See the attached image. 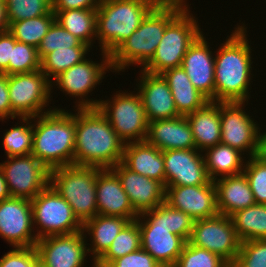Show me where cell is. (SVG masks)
Returning <instances> with one entry per match:
<instances>
[{"mask_svg":"<svg viewBox=\"0 0 266 267\" xmlns=\"http://www.w3.org/2000/svg\"><path fill=\"white\" fill-rule=\"evenodd\" d=\"M135 220L140 227L141 248L162 267H173L191 236L195 220L166 202L139 214Z\"/></svg>","mask_w":266,"mask_h":267,"instance_id":"cell-1","label":"cell"},{"mask_svg":"<svg viewBox=\"0 0 266 267\" xmlns=\"http://www.w3.org/2000/svg\"><path fill=\"white\" fill-rule=\"evenodd\" d=\"M245 24L235 27L215 55L214 102H247L252 82L251 46Z\"/></svg>","mask_w":266,"mask_h":267,"instance_id":"cell-2","label":"cell"},{"mask_svg":"<svg viewBox=\"0 0 266 267\" xmlns=\"http://www.w3.org/2000/svg\"><path fill=\"white\" fill-rule=\"evenodd\" d=\"M74 165L112 168L122 161L124 142L98 108H76Z\"/></svg>","mask_w":266,"mask_h":267,"instance_id":"cell-3","label":"cell"},{"mask_svg":"<svg viewBox=\"0 0 266 267\" xmlns=\"http://www.w3.org/2000/svg\"><path fill=\"white\" fill-rule=\"evenodd\" d=\"M186 2L161 0L130 37L110 55L113 72L119 73L133 64L143 68L154 56L167 24L187 5Z\"/></svg>","mask_w":266,"mask_h":267,"instance_id":"cell-4","label":"cell"},{"mask_svg":"<svg viewBox=\"0 0 266 267\" xmlns=\"http://www.w3.org/2000/svg\"><path fill=\"white\" fill-rule=\"evenodd\" d=\"M32 120L31 154L49 170L74 165L76 112L59 108Z\"/></svg>","mask_w":266,"mask_h":267,"instance_id":"cell-5","label":"cell"},{"mask_svg":"<svg viewBox=\"0 0 266 267\" xmlns=\"http://www.w3.org/2000/svg\"><path fill=\"white\" fill-rule=\"evenodd\" d=\"M161 0H101L96 12V38L111 55L140 26Z\"/></svg>","mask_w":266,"mask_h":267,"instance_id":"cell-6","label":"cell"},{"mask_svg":"<svg viewBox=\"0 0 266 267\" xmlns=\"http://www.w3.org/2000/svg\"><path fill=\"white\" fill-rule=\"evenodd\" d=\"M98 167L68 165L50 170V185L72 207L83 224L98 214L96 178Z\"/></svg>","mask_w":266,"mask_h":267,"instance_id":"cell-7","label":"cell"},{"mask_svg":"<svg viewBox=\"0 0 266 267\" xmlns=\"http://www.w3.org/2000/svg\"><path fill=\"white\" fill-rule=\"evenodd\" d=\"M189 9L187 4L167 24L154 56L142 70L150 74H162L167 69L182 65L189 46L202 33L198 20Z\"/></svg>","mask_w":266,"mask_h":267,"instance_id":"cell-8","label":"cell"},{"mask_svg":"<svg viewBox=\"0 0 266 267\" xmlns=\"http://www.w3.org/2000/svg\"><path fill=\"white\" fill-rule=\"evenodd\" d=\"M113 96L112 100H100L98 110L124 144L145 141L149 121L138 92L119 91Z\"/></svg>","mask_w":266,"mask_h":267,"instance_id":"cell-9","label":"cell"},{"mask_svg":"<svg viewBox=\"0 0 266 267\" xmlns=\"http://www.w3.org/2000/svg\"><path fill=\"white\" fill-rule=\"evenodd\" d=\"M31 208L37 239L82 231L72 207L50 184L31 199Z\"/></svg>","mask_w":266,"mask_h":267,"instance_id":"cell-10","label":"cell"},{"mask_svg":"<svg viewBox=\"0 0 266 267\" xmlns=\"http://www.w3.org/2000/svg\"><path fill=\"white\" fill-rule=\"evenodd\" d=\"M8 89L12 112L18 119L36 117L58 109L54 107L44 111L51 101L53 85L41 70L8 75Z\"/></svg>","mask_w":266,"mask_h":267,"instance_id":"cell-11","label":"cell"},{"mask_svg":"<svg viewBox=\"0 0 266 267\" xmlns=\"http://www.w3.org/2000/svg\"><path fill=\"white\" fill-rule=\"evenodd\" d=\"M188 242L213 252L230 266L235 262L241 246L231 217L222 214L195 220Z\"/></svg>","mask_w":266,"mask_h":267,"instance_id":"cell-12","label":"cell"},{"mask_svg":"<svg viewBox=\"0 0 266 267\" xmlns=\"http://www.w3.org/2000/svg\"><path fill=\"white\" fill-rule=\"evenodd\" d=\"M101 55L103 59L100 63L93 62L91 58L90 60L84 59L60 73L51 82L53 85L56 83L55 86L60 88L63 93L79 99L75 102L77 103L76 108H97L101 100L87 98L93 88L95 89L97 84L102 82L106 72L112 71L110 55L105 52H102Z\"/></svg>","mask_w":266,"mask_h":267,"instance_id":"cell-13","label":"cell"},{"mask_svg":"<svg viewBox=\"0 0 266 267\" xmlns=\"http://www.w3.org/2000/svg\"><path fill=\"white\" fill-rule=\"evenodd\" d=\"M0 163L11 197L33 199L50 183V170L32 154L7 157Z\"/></svg>","mask_w":266,"mask_h":267,"instance_id":"cell-14","label":"cell"},{"mask_svg":"<svg viewBox=\"0 0 266 267\" xmlns=\"http://www.w3.org/2000/svg\"><path fill=\"white\" fill-rule=\"evenodd\" d=\"M245 105L244 101L220 102L221 143L252 157L261 127L246 113Z\"/></svg>","mask_w":266,"mask_h":267,"instance_id":"cell-15","label":"cell"},{"mask_svg":"<svg viewBox=\"0 0 266 267\" xmlns=\"http://www.w3.org/2000/svg\"><path fill=\"white\" fill-rule=\"evenodd\" d=\"M34 230L30 199L10 196L0 201V237L12 247H33L38 240Z\"/></svg>","mask_w":266,"mask_h":267,"instance_id":"cell-16","label":"cell"},{"mask_svg":"<svg viewBox=\"0 0 266 267\" xmlns=\"http://www.w3.org/2000/svg\"><path fill=\"white\" fill-rule=\"evenodd\" d=\"M86 235L83 231L38 239L36 249L47 267H84L87 261Z\"/></svg>","mask_w":266,"mask_h":267,"instance_id":"cell-17","label":"cell"},{"mask_svg":"<svg viewBox=\"0 0 266 267\" xmlns=\"http://www.w3.org/2000/svg\"><path fill=\"white\" fill-rule=\"evenodd\" d=\"M197 149L162 151L165 166V187L208 184L204 154Z\"/></svg>","mask_w":266,"mask_h":267,"instance_id":"cell-18","label":"cell"},{"mask_svg":"<svg viewBox=\"0 0 266 267\" xmlns=\"http://www.w3.org/2000/svg\"><path fill=\"white\" fill-rule=\"evenodd\" d=\"M165 202L194 220L219 214L217 190L214 181L198 186H167Z\"/></svg>","mask_w":266,"mask_h":267,"instance_id":"cell-19","label":"cell"},{"mask_svg":"<svg viewBox=\"0 0 266 267\" xmlns=\"http://www.w3.org/2000/svg\"><path fill=\"white\" fill-rule=\"evenodd\" d=\"M137 85L146 117L149 122L174 119L181 116L175 106L168 82L161 74H150L140 70Z\"/></svg>","mask_w":266,"mask_h":267,"instance_id":"cell-20","label":"cell"},{"mask_svg":"<svg viewBox=\"0 0 266 267\" xmlns=\"http://www.w3.org/2000/svg\"><path fill=\"white\" fill-rule=\"evenodd\" d=\"M119 177L122 187L138 214L152 210L165 202V186L151 178L128 169L122 162L111 168Z\"/></svg>","mask_w":266,"mask_h":267,"instance_id":"cell-21","label":"cell"},{"mask_svg":"<svg viewBox=\"0 0 266 267\" xmlns=\"http://www.w3.org/2000/svg\"><path fill=\"white\" fill-rule=\"evenodd\" d=\"M201 33L189 46L181 67L189 76L193 86L209 101H214L215 55Z\"/></svg>","mask_w":266,"mask_h":267,"instance_id":"cell-22","label":"cell"},{"mask_svg":"<svg viewBox=\"0 0 266 267\" xmlns=\"http://www.w3.org/2000/svg\"><path fill=\"white\" fill-rule=\"evenodd\" d=\"M96 201L99 215L124 217L130 221L139 216L124 191L119 177L111 168H98Z\"/></svg>","mask_w":266,"mask_h":267,"instance_id":"cell-23","label":"cell"},{"mask_svg":"<svg viewBox=\"0 0 266 267\" xmlns=\"http://www.w3.org/2000/svg\"><path fill=\"white\" fill-rule=\"evenodd\" d=\"M146 141L161 151L196 149L186 116L149 122Z\"/></svg>","mask_w":266,"mask_h":267,"instance_id":"cell-24","label":"cell"},{"mask_svg":"<svg viewBox=\"0 0 266 267\" xmlns=\"http://www.w3.org/2000/svg\"><path fill=\"white\" fill-rule=\"evenodd\" d=\"M121 162L128 169L165 186V166L162 151L146 140L125 144Z\"/></svg>","mask_w":266,"mask_h":267,"instance_id":"cell-25","label":"cell"},{"mask_svg":"<svg viewBox=\"0 0 266 267\" xmlns=\"http://www.w3.org/2000/svg\"><path fill=\"white\" fill-rule=\"evenodd\" d=\"M214 183L219 214L230 217L236 211L256 204L244 173L218 178Z\"/></svg>","mask_w":266,"mask_h":267,"instance_id":"cell-26","label":"cell"},{"mask_svg":"<svg viewBox=\"0 0 266 267\" xmlns=\"http://www.w3.org/2000/svg\"><path fill=\"white\" fill-rule=\"evenodd\" d=\"M192 129L196 149L221 143L220 102L209 101L202 108L186 115Z\"/></svg>","mask_w":266,"mask_h":267,"instance_id":"cell-27","label":"cell"},{"mask_svg":"<svg viewBox=\"0 0 266 267\" xmlns=\"http://www.w3.org/2000/svg\"><path fill=\"white\" fill-rule=\"evenodd\" d=\"M130 222L124 217L103 216L97 214L94 218L85 221L82 225V231L85 235L89 234L91 248L87 247L88 253L94 263L107 251L119 232Z\"/></svg>","mask_w":266,"mask_h":267,"instance_id":"cell-28","label":"cell"},{"mask_svg":"<svg viewBox=\"0 0 266 267\" xmlns=\"http://www.w3.org/2000/svg\"><path fill=\"white\" fill-rule=\"evenodd\" d=\"M161 75L168 82L176 109L181 116L193 113L209 102L193 86L189 76L181 66L167 69Z\"/></svg>","mask_w":266,"mask_h":267,"instance_id":"cell-29","label":"cell"},{"mask_svg":"<svg viewBox=\"0 0 266 267\" xmlns=\"http://www.w3.org/2000/svg\"><path fill=\"white\" fill-rule=\"evenodd\" d=\"M243 153L228 145L219 143L205 150L204 158L208 176L211 181L226 176L243 173L245 163ZM218 176V177H217Z\"/></svg>","mask_w":266,"mask_h":267,"instance_id":"cell-30","label":"cell"},{"mask_svg":"<svg viewBox=\"0 0 266 267\" xmlns=\"http://www.w3.org/2000/svg\"><path fill=\"white\" fill-rule=\"evenodd\" d=\"M96 12L97 9H72L53 11L56 21L82 43L92 49L96 40Z\"/></svg>","mask_w":266,"mask_h":267,"instance_id":"cell-31","label":"cell"},{"mask_svg":"<svg viewBox=\"0 0 266 267\" xmlns=\"http://www.w3.org/2000/svg\"><path fill=\"white\" fill-rule=\"evenodd\" d=\"M240 241L266 239V204H255L231 216Z\"/></svg>","mask_w":266,"mask_h":267,"instance_id":"cell-32","label":"cell"},{"mask_svg":"<svg viewBox=\"0 0 266 267\" xmlns=\"http://www.w3.org/2000/svg\"><path fill=\"white\" fill-rule=\"evenodd\" d=\"M141 248L140 227L130 221L114 238L107 251L94 263V267H106L111 261Z\"/></svg>","mask_w":266,"mask_h":267,"instance_id":"cell-33","label":"cell"},{"mask_svg":"<svg viewBox=\"0 0 266 267\" xmlns=\"http://www.w3.org/2000/svg\"><path fill=\"white\" fill-rule=\"evenodd\" d=\"M55 21V14L47 13L43 16L12 22L9 25V32L17 41L38 48L41 40Z\"/></svg>","mask_w":266,"mask_h":267,"instance_id":"cell-34","label":"cell"},{"mask_svg":"<svg viewBox=\"0 0 266 267\" xmlns=\"http://www.w3.org/2000/svg\"><path fill=\"white\" fill-rule=\"evenodd\" d=\"M91 47H69L57 49L40 60V70L52 82L63 71L86 59V54ZM52 77V78H51Z\"/></svg>","mask_w":266,"mask_h":267,"instance_id":"cell-35","label":"cell"},{"mask_svg":"<svg viewBox=\"0 0 266 267\" xmlns=\"http://www.w3.org/2000/svg\"><path fill=\"white\" fill-rule=\"evenodd\" d=\"M23 123L5 131L3 135V147L7 157L23 156L31 154L33 143L32 117H20ZM31 123V124H30Z\"/></svg>","mask_w":266,"mask_h":267,"instance_id":"cell-36","label":"cell"},{"mask_svg":"<svg viewBox=\"0 0 266 267\" xmlns=\"http://www.w3.org/2000/svg\"><path fill=\"white\" fill-rule=\"evenodd\" d=\"M6 17L12 22L53 13L52 0H5Z\"/></svg>","mask_w":266,"mask_h":267,"instance_id":"cell-37","label":"cell"},{"mask_svg":"<svg viewBox=\"0 0 266 267\" xmlns=\"http://www.w3.org/2000/svg\"><path fill=\"white\" fill-rule=\"evenodd\" d=\"M69 47L90 46L82 43L78 38L64 29L57 21H55L41 40L37 50L41 60L45 55L57 49H67Z\"/></svg>","mask_w":266,"mask_h":267,"instance_id":"cell-38","label":"cell"},{"mask_svg":"<svg viewBox=\"0 0 266 267\" xmlns=\"http://www.w3.org/2000/svg\"><path fill=\"white\" fill-rule=\"evenodd\" d=\"M40 70L38 50L34 46L16 41L8 65V75Z\"/></svg>","mask_w":266,"mask_h":267,"instance_id":"cell-39","label":"cell"},{"mask_svg":"<svg viewBox=\"0 0 266 267\" xmlns=\"http://www.w3.org/2000/svg\"><path fill=\"white\" fill-rule=\"evenodd\" d=\"M173 267H231L224 259L186 242Z\"/></svg>","mask_w":266,"mask_h":267,"instance_id":"cell-40","label":"cell"},{"mask_svg":"<svg viewBox=\"0 0 266 267\" xmlns=\"http://www.w3.org/2000/svg\"><path fill=\"white\" fill-rule=\"evenodd\" d=\"M231 267H266V239L241 242L237 258Z\"/></svg>","mask_w":266,"mask_h":267,"instance_id":"cell-41","label":"cell"},{"mask_svg":"<svg viewBox=\"0 0 266 267\" xmlns=\"http://www.w3.org/2000/svg\"><path fill=\"white\" fill-rule=\"evenodd\" d=\"M243 173L248 179L256 204H266V165L254 156L249 157Z\"/></svg>","mask_w":266,"mask_h":267,"instance_id":"cell-42","label":"cell"},{"mask_svg":"<svg viewBox=\"0 0 266 267\" xmlns=\"http://www.w3.org/2000/svg\"><path fill=\"white\" fill-rule=\"evenodd\" d=\"M39 260L35 246L14 247L1 257L0 267H35Z\"/></svg>","mask_w":266,"mask_h":267,"instance_id":"cell-43","label":"cell"},{"mask_svg":"<svg viewBox=\"0 0 266 267\" xmlns=\"http://www.w3.org/2000/svg\"><path fill=\"white\" fill-rule=\"evenodd\" d=\"M106 267H162L147 251L139 248L111 261Z\"/></svg>","mask_w":266,"mask_h":267,"instance_id":"cell-44","label":"cell"},{"mask_svg":"<svg viewBox=\"0 0 266 267\" xmlns=\"http://www.w3.org/2000/svg\"><path fill=\"white\" fill-rule=\"evenodd\" d=\"M16 41L9 30L0 34V73L8 75L9 60Z\"/></svg>","mask_w":266,"mask_h":267,"instance_id":"cell-45","label":"cell"},{"mask_svg":"<svg viewBox=\"0 0 266 267\" xmlns=\"http://www.w3.org/2000/svg\"><path fill=\"white\" fill-rule=\"evenodd\" d=\"M16 117L9 101L8 75L0 73V120L3 122L4 119Z\"/></svg>","mask_w":266,"mask_h":267,"instance_id":"cell-46","label":"cell"},{"mask_svg":"<svg viewBox=\"0 0 266 267\" xmlns=\"http://www.w3.org/2000/svg\"><path fill=\"white\" fill-rule=\"evenodd\" d=\"M101 0H52V11L97 9Z\"/></svg>","mask_w":266,"mask_h":267,"instance_id":"cell-47","label":"cell"},{"mask_svg":"<svg viewBox=\"0 0 266 267\" xmlns=\"http://www.w3.org/2000/svg\"><path fill=\"white\" fill-rule=\"evenodd\" d=\"M254 157L261 163L266 165V132L258 135L257 147Z\"/></svg>","mask_w":266,"mask_h":267,"instance_id":"cell-48","label":"cell"},{"mask_svg":"<svg viewBox=\"0 0 266 267\" xmlns=\"http://www.w3.org/2000/svg\"><path fill=\"white\" fill-rule=\"evenodd\" d=\"M9 30L5 0H0V34Z\"/></svg>","mask_w":266,"mask_h":267,"instance_id":"cell-49","label":"cell"},{"mask_svg":"<svg viewBox=\"0 0 266 267\" xmlns=\"http://www.w3.org/2000/svg\"><path fill=\"white\" fill-rule=\"evenodd\" d=\"M10 194L8 192L6 180L4 174L0 171V201L9 198Z\"/></svg>","mask_w":266,"mask_h":267,"instance_id":"cell-50","label":"cell"},{"mask_svg":"<svg viewBox=\"0 0 266 267\" xmlns=\"http://www.w3.org/2000/svg\"><path fill=\"white\" fill-rule=\"evenodd\" d=\"M35 267H47L43 262H41L40 260L36 263Z\"/></svg>","mask_w":266,"mask_h":267,"instance_id":"cell-51","label":"cell"}]
</instances>
